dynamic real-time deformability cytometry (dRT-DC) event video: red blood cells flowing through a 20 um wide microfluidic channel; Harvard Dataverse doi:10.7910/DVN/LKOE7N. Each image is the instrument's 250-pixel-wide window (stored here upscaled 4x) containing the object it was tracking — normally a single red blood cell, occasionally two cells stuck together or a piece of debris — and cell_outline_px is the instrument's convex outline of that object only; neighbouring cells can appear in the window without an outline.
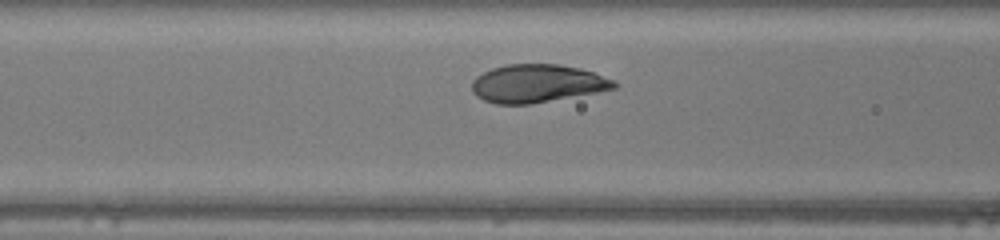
{"species": "human", "species_latin": "Homo sapiens", "temperature_condition": "warm", "stored_images_in_passage": 9, "camera_frame_rate_fps": 3000, "um_per_image_px": 0.085, "donor": {"sex": "female"}, "frame": {"image": 1, "passage_image": 8, "time_ms": 2.333, "image_size_px": [1000, 240], "cell_outline_px": [[620, 84], [616, 88], [596, 92], [532, 104], [496, 104], [484, 100], [476, 96], [472, 92], [472, 80], [476, 76], [492, 68], [508, 64], [560, 64], [580, 68], [616, 80]], "centroid_in_image_um": [45.67, 7.09], "position_along_channel_um": 120.9, "area_um2": 31.67}}